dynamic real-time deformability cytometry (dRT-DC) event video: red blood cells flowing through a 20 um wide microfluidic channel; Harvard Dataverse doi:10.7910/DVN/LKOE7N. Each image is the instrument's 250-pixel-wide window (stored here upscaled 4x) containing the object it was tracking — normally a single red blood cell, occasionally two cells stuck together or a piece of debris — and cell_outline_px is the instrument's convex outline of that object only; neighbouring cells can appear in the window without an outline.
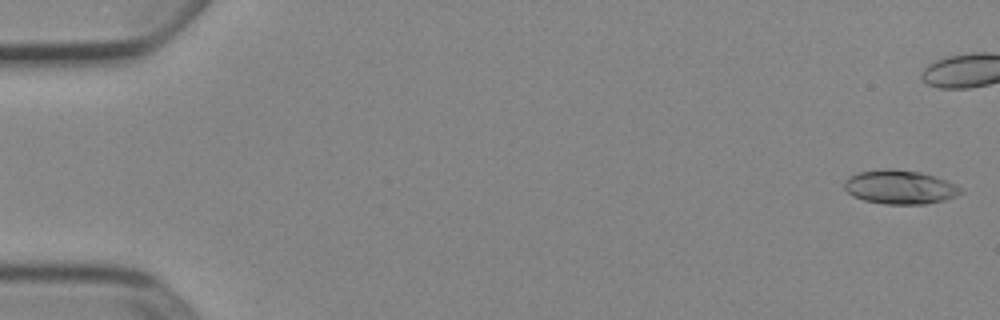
{"species": "Egyptian fruit bat (a non-hibernating species)", "species_latin": "Rousettus aegyptiacus", "temperature_condition": "cold", "stored_images_in_passage": 43, "camera_frame_rate_fps": 3000, "um_per_image_px": 0.085, "animal": {"sex": "female"}, "frame": {"image": 1, "passage_image": 1, "time_ms": 0.0, "image_size_px": [1000, 320], "cell_outline_px": [[964, 192], [956, 196], [944, 200], [924, 204], [884, 204], [864, 200], [852, 196], [844, 188], [844, 180], [860, 172], [888, 168], [920, 172], [936, 176], [948, 180], [956, 184]], "centroid_in_image_um": [76.52, 15.91], "position_along_channel_um": 8.5, "area_um2": 23.0}}
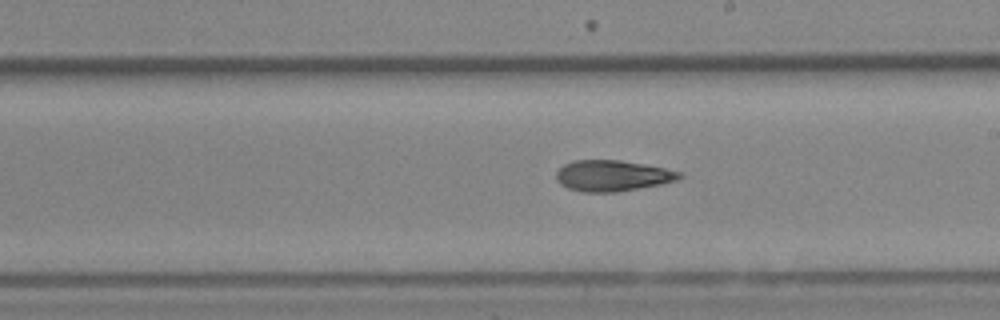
{"frame": {"image": 2, "passage_image": 30, "time_ms": 9.667, "image_size_px": [1000, 320], "cell_outline_px": [[684, 176], [676, 180], [660, 184], [616, 192], [584, 192], [568, 188], [560, 184], [556, 180], [556, 172], [564, 164], [572, 160], [620, 160], [664, 168], [680, 172]], "centroid_in_image_um": [52.02, 14.93], "position_along_channel_um": 237.0, "area_um2": 22.08}}
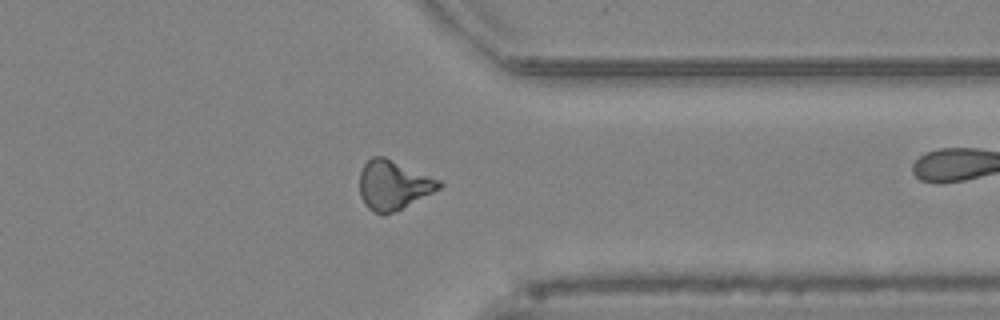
{"frame": {"image": 3, "passage_image": 41, "time_ms": 13.333, "image_size_px": [1000, 320], "cell_outline_px": [[444, 184], [440, 188], [384, 216], [372, 212], [364, 204], [360, 196], [360, 172], [364, 164], [372, 156], [384, 156], [444, 180]], "centroid_in_image_um": [33.44, 15.71], "position_along_channel_um": 378.0, "area_um2": 23.0}}